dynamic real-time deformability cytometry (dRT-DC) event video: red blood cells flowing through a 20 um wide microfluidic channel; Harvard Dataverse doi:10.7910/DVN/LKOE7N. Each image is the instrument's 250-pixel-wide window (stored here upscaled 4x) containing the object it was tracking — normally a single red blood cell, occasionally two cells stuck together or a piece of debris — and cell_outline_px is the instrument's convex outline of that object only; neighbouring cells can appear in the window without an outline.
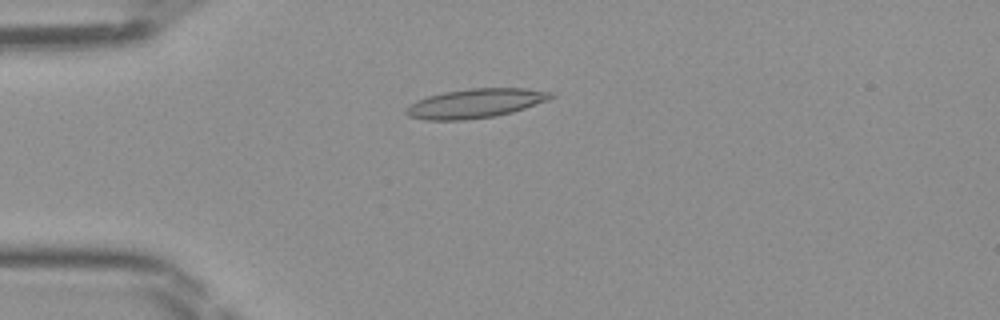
{"species": "Egyptian fruit bat (a non-hibernating species)", "species_latin": "Rousettus aegyptiacus", "temperature_condition": "room temperature", "stored_images_in_passage": 47, "camera_frame_rate_fps": 3000, "um_per_image_px": 0.085, "frame": {"image": 1, "passage_image": 12, "time_ms": 3.667, "image_size_px": [1000, 320], "cell_outline_px": [[556, 96], [548, 100], [512, 112], [496, 116], [464, 120], [424, 120], [408, 116], [404, 112], [404, 108], [416, 100], [428, 96], [444, 92], [468, 88], [528, 88], [552, 92]], "centroid_in_image_um": [40.39, 8.78], "position_along_channel_um": 44.6, "area_um2": 24.85}}
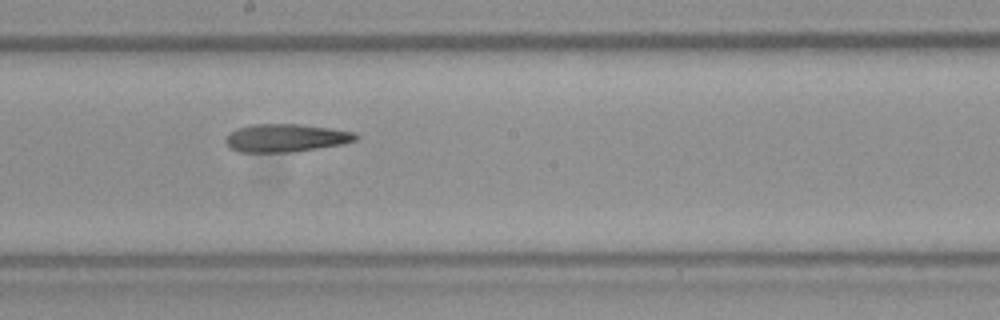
{"frame": {"image": 2, "passage_image": 26, "time_ms": 8.333, "image_size_px": [1000, 320], "cell_outline_px": [[360, 136], [356, 140], [344, 144], [292, 152], [240, 152], [228, 148], [224, 140], [236, 128], [252, 124], [300, 124], [332, 128], [352, 132]], "centroid_in_image_um": [24.29, 11.72], "position_along_channel_um": 223.9, "area_um2": 21.33}}
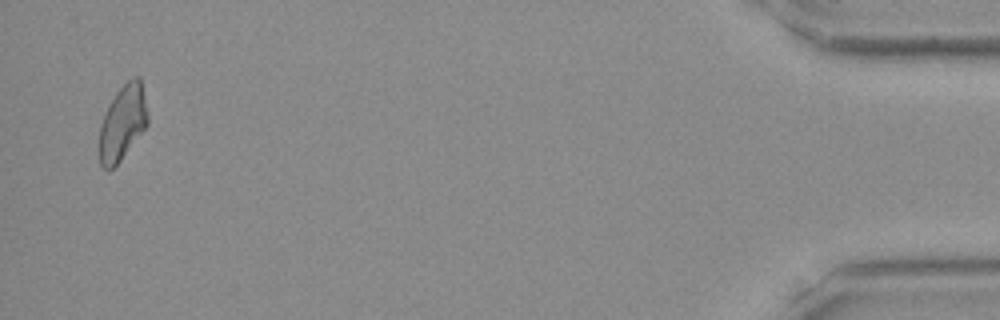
{"frame": {"image": 3, "passage_image": 46, "time_ms": 15.0, "image_size_px": [1000, 320], "cell_outline_px": [[148, 124], [120, 160], [108, 172], [100, 164], [100, 124], [104, 112], [108, 104], [116, 92], [132, 76], [140, 76], [148, 116]], "centroid_in_image_um": [10.41, 10.4], "position_along_channel_um": 424.8, "area_um2": 20.98}}